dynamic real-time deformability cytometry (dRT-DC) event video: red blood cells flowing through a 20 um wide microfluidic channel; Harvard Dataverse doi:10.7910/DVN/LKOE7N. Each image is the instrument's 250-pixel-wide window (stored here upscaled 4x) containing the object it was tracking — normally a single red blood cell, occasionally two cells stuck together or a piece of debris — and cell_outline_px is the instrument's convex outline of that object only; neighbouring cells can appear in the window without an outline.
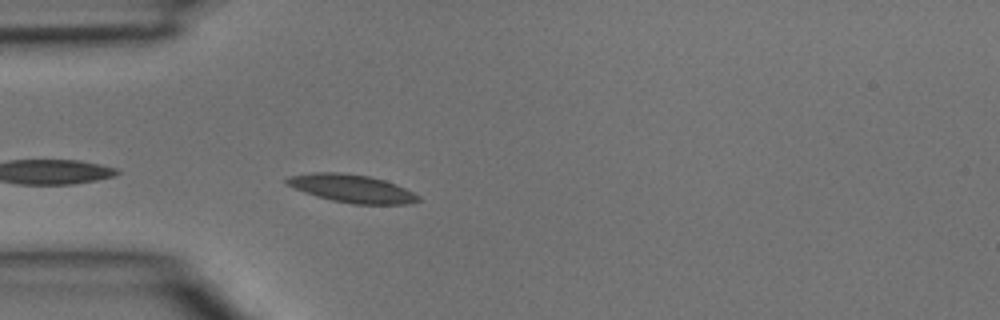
{"species": "common noctule bat (a hibernating species)", "species_latin": "Nyctalus noctula", "temperature_condition": "room temperature", "stored_images_in_passage": 3, "camera_frame_rate_fps": 3000, "um_per_image_px": 0.085, "animal": {"sex": "male", "body_mass_g": 15.6}, "frame": {"image": 1, "passage_image": 3, "time_ms": 0.667, "image_size_px": [1000, 320], "cell_outline_px": [[420, 200], [408, 204], [352, 204], [332, 200], [316, 196], [304, 192], [284, 184], [284, 180], [288, 176], [312, 172], [340, 172], [368, 176], [384, 180], [396, 184], [420, 196]], "centroid_in_image_um": [29.86, 16.02], "position_along_channel_um": 55.1, "area_um2": 21.5}}